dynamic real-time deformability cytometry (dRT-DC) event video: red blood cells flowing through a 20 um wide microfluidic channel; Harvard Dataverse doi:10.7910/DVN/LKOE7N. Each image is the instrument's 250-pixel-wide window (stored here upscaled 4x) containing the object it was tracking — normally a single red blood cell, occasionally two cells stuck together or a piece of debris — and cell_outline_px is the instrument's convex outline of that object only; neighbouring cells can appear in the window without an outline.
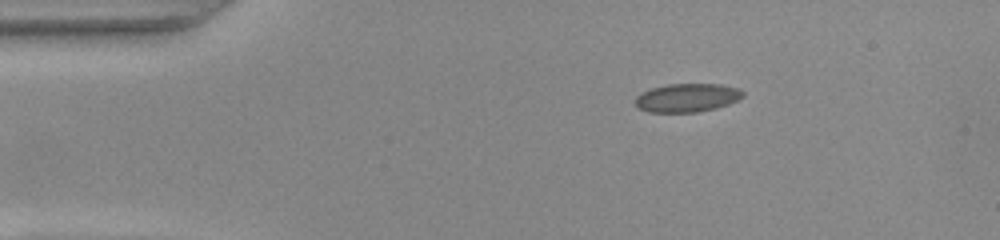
{"species": "common noctule bat (a hibernating species)", "species_latin": "Nyctalus noctula", "temperature_condition": "warm", "stored_images_in_passage": 45, "camera_frame_rate_fps": 3000, "um_per_image_px": 0.085, "animal": {"sex": "female", "body_mass_g": 22.0, "forearm_length_mm": 56.7}, "frame": {"image": 1, "passage_image": 1, "time_ms": 0.0, "image_size_px": [1000, 240], "cell_outline_px": [[744, 96], [728, 104], [716, 108], [696, 112], [648, 112], [636, 108], [636, 96], [640, 92], [652, 88], [668, 84], [720, 84], [740, 88], [744, 92]], "centroid_in_image_um": [58.39, 8.3], "position_along_channel_um": 26.6, "area_um2": 17.98}}
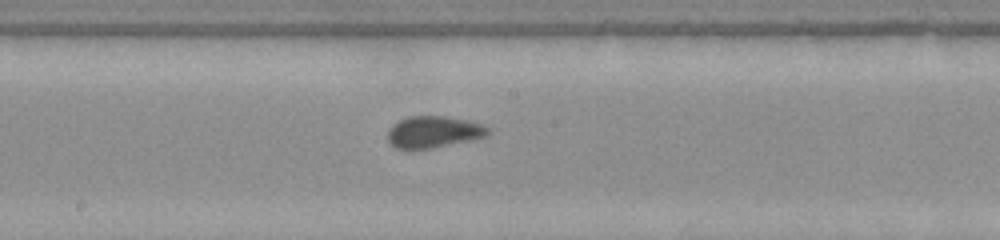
{"frame": {"image": 2, "passage_image": 20, "time_ms": 6.333, "image_size_px": [1000, 240], "cell_outline_px": [[492, 132], [484, 136], [468, 140], [432, 148], [396, 148], [388, 140], [388, 128], [392, 124], [408, 116], [444, 116], [468, 120], [484, 124], [492, 128]], "centroid_in_image_um": [36.88, 11.19], "position_along_channel_um": 211.3, "area_um2": 18.44}}
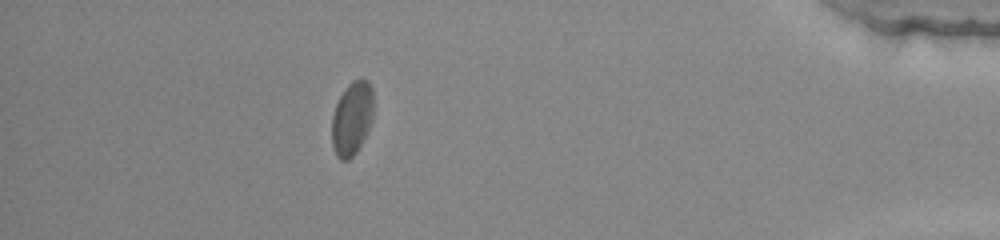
{"frame": {"image": 3, "passage_image": 39, "time_ms": 12.667, "image_size_px": [1000, 240], "cell_outline_px": [[372, 120], [356, 152], [348, 160], [340, 160], [336, 156], [332, 144], [332, 116], [336, 104], [344, 88], [352, 80], [368, 80], [372, 88]], "centroid_in_image_um": [29.89, 10.05], "position_along_channel_um": 405.3, "area_um2": 17.63}, "authors_computed_cell_mechanics": {"area_um2": 18.2648, "velocity_mm_per_s": 3.8762, "shape_relaxation_time_tau1_ms": 4.0817, "shape_relaxation_time_tau2_ms": 0.757, "deformation_change_tau1": 0.0949, "deformation_change_tau2": 0.0526}}